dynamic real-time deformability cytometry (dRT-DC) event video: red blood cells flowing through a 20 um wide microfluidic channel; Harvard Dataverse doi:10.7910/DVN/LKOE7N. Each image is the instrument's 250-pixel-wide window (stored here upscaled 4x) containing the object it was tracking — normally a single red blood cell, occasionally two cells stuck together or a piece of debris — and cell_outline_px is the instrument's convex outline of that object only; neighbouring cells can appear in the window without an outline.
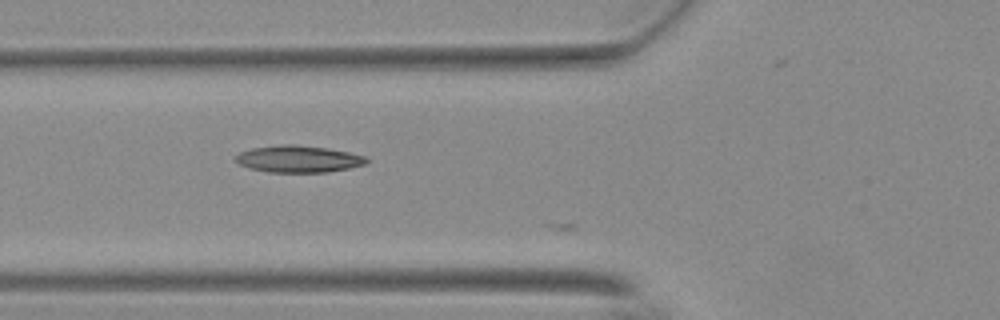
{"species": "Egyptian fruit bat (a non-hibernating species)", "species_latin": "Rousettus aegyptiacus", "temperature_condition": "warm", "stored_images_in_passage": 10, "camera_frame_rate_fps": 3000, "um_per_image_px": 0.085, "animal": {"sex": "female"}, "frame": {"image": 1, "passage_image": 9, "time_ms": 2.667, "image_size_px": [1000, 320], "cell_outline_px": [[368, 160], [364, 164], [348, 168], [328, 172], [268, 172], [248, 168], [232, 160], [232, 156], [240, 152], [252, 148], [280, 144], [296, 144], [328, 148], [368, 156]], "centroid_in_image_um": [25.31, 13.5], "position_along_channel_um": 100.5, "area_um2": 20.75}}